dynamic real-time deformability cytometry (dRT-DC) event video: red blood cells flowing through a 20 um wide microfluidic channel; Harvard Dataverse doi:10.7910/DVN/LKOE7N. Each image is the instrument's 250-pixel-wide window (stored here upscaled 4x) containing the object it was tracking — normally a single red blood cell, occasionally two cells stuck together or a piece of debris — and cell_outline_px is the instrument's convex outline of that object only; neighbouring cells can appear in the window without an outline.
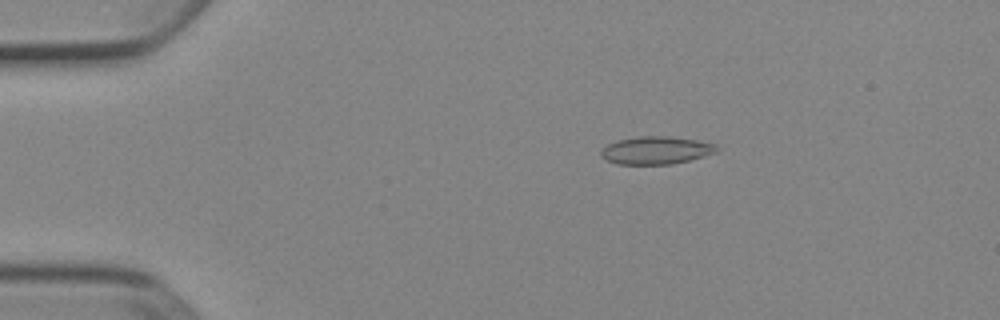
{"species": "Egyptian fruit bat (a non-hibernating species)", "species_latin": "Rousettus aegyptiacus", "temperature_condition": "cold", "stored_images_in_passage": 47, "camera_frame_rate_fps": 3000, "um_per_image_px": 0.085, "animal": {"sex": "female"}, "frame": {"image": 1, "passage_image": 5, "time_ms": 1.333, "image_size_px": [1000, 320], "cell_outline_px": [[716, 152], [704, 156], [672, 164], [616, 164], [600, 156], [600, 152], [608, 144], [616, 140], [640, 136], [668, 136], [696, 140], [716, 144]], "centroid_in_image_um": [55.74, 12.77], "position_along_channel_um": 29.3, "area_um2": 18.55}}
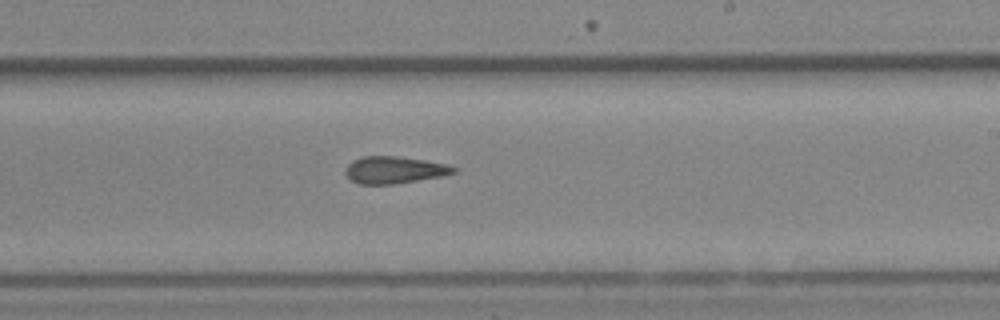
{"frame": {"image": 2, "passage_image": 27, "time_ms": 8.667, "image_size_px": [1000, 320], "cell_outline_px": [[460, 168], [456, 172], [444, 176], [392, 184], [360, 184], [352, 180], [344, 172], [348, 164], [352, 160], [364, 156], [396, 156], [424, 160], [448, 164]], "centroid_in_image_um": [33.57, 14.44], "position_along_channel_um": 255.4, "area_um2": 17.11}}
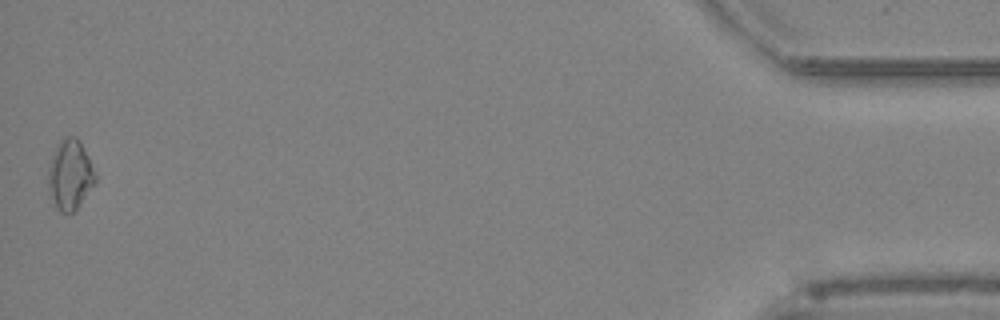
{"frame": {"image": 3, "passage_image": 47, "time_ms": 15.333, "image_size_px": [1000, 320], "cell_outline_px": [[96, 180], [76, 208], [72, 212], [60, 212], [48, 188], [48, 168], [52, 152], [56, 144], [64, 136], [76, 136], [88, 156], [96, 172]], "centroid_in_image_um": [5.94, 14.78], "position_along_channel_um": 429.3, "area_um2": 18.9}, "authors_computed_cell_mechanics": {"area_um2": 17.5712, "velocity_mm_per_s": 3.9299, "shape_relaxation_time_tau1_ms": null, "shape_relaxation_time_tau2_ms": 3.4736, "deformation_change_tau1": null, "deformation_change_tau2": 0.0962}}